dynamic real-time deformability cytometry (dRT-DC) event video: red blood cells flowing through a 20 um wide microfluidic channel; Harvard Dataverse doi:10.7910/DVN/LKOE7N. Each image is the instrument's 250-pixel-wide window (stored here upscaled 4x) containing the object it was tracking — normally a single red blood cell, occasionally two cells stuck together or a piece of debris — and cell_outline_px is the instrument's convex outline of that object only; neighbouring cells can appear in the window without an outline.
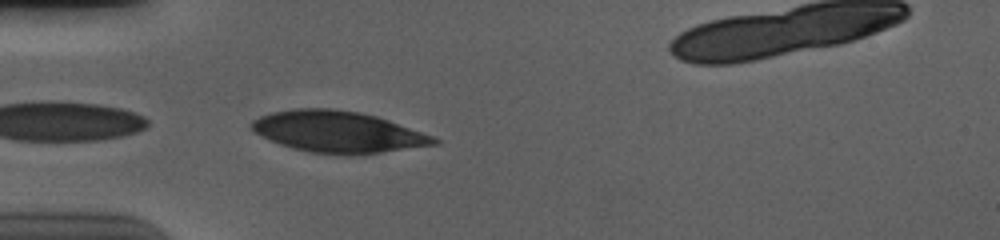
{"species": "human", "species_latin": "Homo sapiens", "temperature_condition": "cold", "stored_images_in_passage": 25, "camera_frame_rate_fps": 3000, "um_per_image_px": 0.085, "donor": {"sex": "male"}, "frame": {"image": 1, "passage_image": 1, "time_ms": 0.0, "image_size_px": [1000, 240], "cell_outline_px": [[440, 144], [364, 156], [344, 156], [308, 152], [292, 148], [268, 140], [252, 132], [248, 128], [248, 124], [252, 120], [260, 116], [272, 112], [296, 108], [332, 108], [360, 112], [376, 116], [436, 136], [440, 140]], "centroid_in_image_um": [28.75, 11.24], "position_along_channel_um": 56.3, "area_um2": 45.32}}
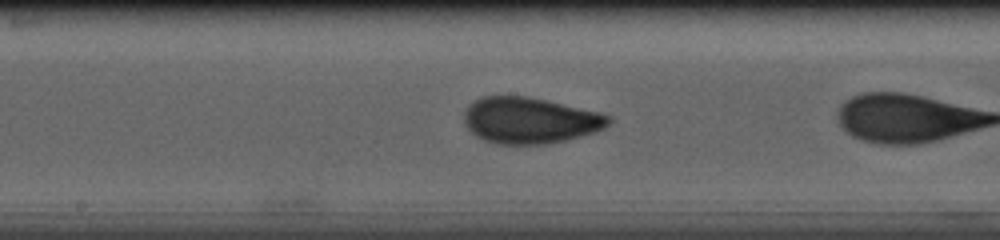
{"frame": {"image": 2, "passage_image": 11, "time_ms": 3.333, "image_size_px": [1000, 240], "cell_outline_px": [[612, 120], [604, 128], [596, 132], [568, 140], [548, 144], [496, 144], [484, 140], [476, 136], [464, 124], [464, 112], [480, 96], [528, 96], [600, 112], [612, 116]], "centroid_in_image_um": [45.07, 10.24], "position_along_channel_um": 203.1, "area_um2": 39.07}}